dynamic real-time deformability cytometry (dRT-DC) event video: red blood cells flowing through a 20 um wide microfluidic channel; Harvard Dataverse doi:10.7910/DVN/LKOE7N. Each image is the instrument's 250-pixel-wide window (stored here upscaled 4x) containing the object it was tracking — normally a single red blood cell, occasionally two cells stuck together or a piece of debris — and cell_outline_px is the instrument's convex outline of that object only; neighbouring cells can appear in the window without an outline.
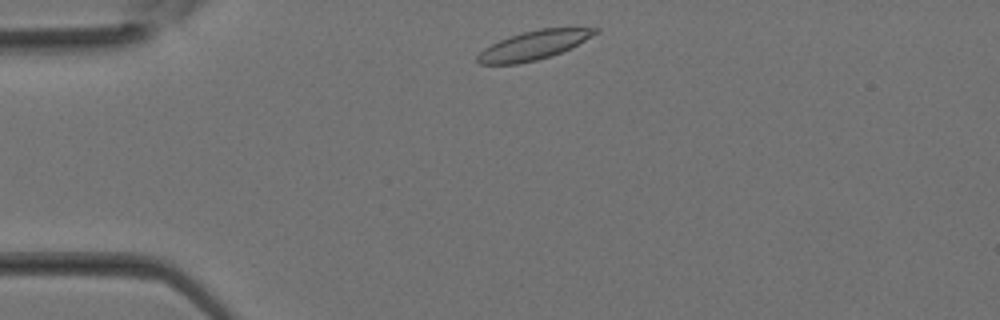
{"species": "Egyptian fruit bat (a non-hibernating species)", "species_latin": "Rousettus aegyptiacus", "temperature_condition": "room temperature", "stored_images_in_passage": 20, "camera_frame_rate_fps": 3000, "um_per_image_px": 0.085, "animal": {"sex": "female"}, "frame": {"image": 1, "passage_image": 1, "time_ms": 0.0, "image_size_px": [1000, 320], "cell_outline_px": [[600, 32], [552, 56], [536, 60], [516, 64], [480, 64], [476, 60], [476, 56], [484, 48], [508, 36], [540, 28], [600, 28]], "centroid_in_image_um": [45.33, 3.84], "position_along_channel_um": 39.7, "area_um2": 19.54}}
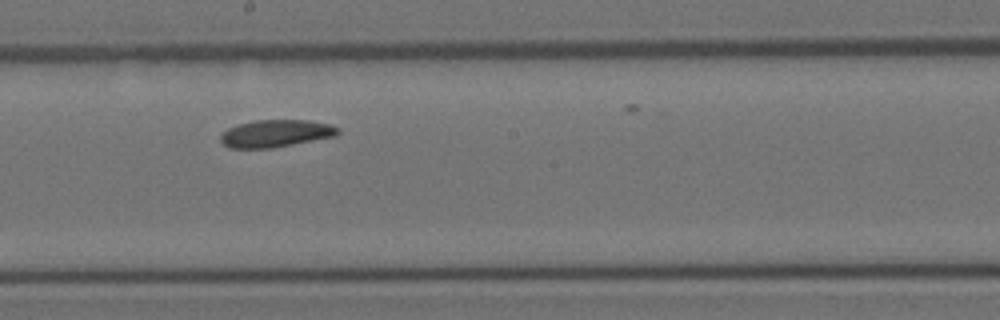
{"frame": {"image": 2, "passage_image": 12, "time_ms": 3.667, "image_size_px": [1000, 320], "cell_outline_px": [[340, 132], [336, 136], [272, 148], [228, 148], [220, 140], [220, 136], [228, 128], [252, 120], [308, 120], [328, 124], [340, 128]], "centroid_in_image_um": [23.45, 11.34], "position_along_channel_um": 224.8, "area_um2": 18.67}}
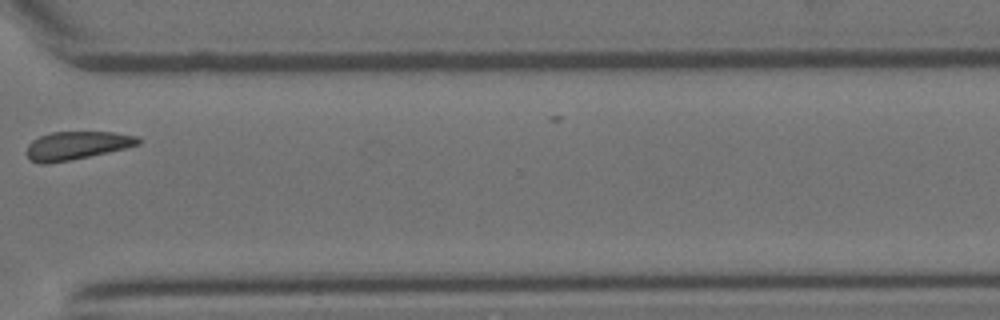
{"frame": {"image": 3, "passage_image": 19, "time_ms": 6.0, "image_size_px": [1000, 320], "cell_outline_px": [[140, 144], [108, 152], [72, 160], [44, 164], [40, 164], [28, 160], [28, 144], [32, 140], [40, 136], [52, 132], [112, 132], [140, 136]], "centroid_in_image_um": [6.52, 12.37], "position_along_channel_um": 364.1, "area_um2": 18.32}}